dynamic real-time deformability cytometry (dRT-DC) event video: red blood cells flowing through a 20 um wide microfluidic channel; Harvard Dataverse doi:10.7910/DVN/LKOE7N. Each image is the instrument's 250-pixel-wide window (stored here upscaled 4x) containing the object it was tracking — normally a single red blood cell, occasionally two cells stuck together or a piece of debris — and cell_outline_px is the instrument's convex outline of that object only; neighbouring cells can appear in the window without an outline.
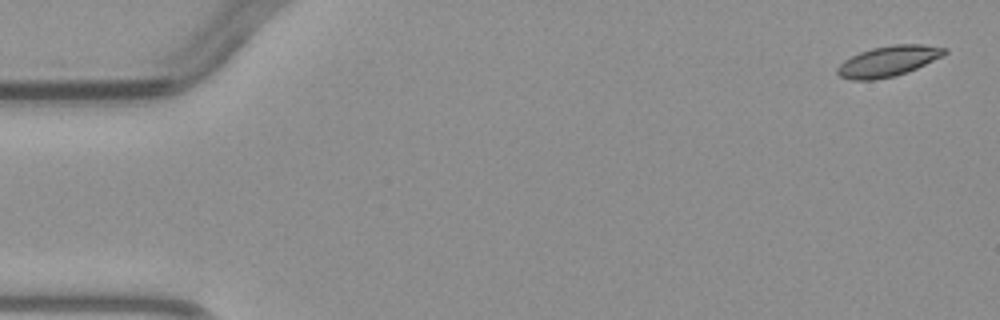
{"species": "common noctule bat (a hibernating species)", "species_latin": "Nyctalus noctula", "temperature_condition": "warm", "stored_images_in_passage": 4, "camera_frame_rate_fps": 3000, "um_per_image_px": 0.085, "animal": {"sex": "male", "body_mass_g": 23.1, "forearm_length_mm": 52.7}, "frame": {"image": 1, "passage_image": 1, "time_ms": 0.0, "image_size_px": [1000, 320], "cell_outline_px": [[948, 52], [944, 56], [916, 68], [896, 76], [876, 80], [852, 80], [840, 76], [836, 72], [836, 68], [844, 60], [860, 52], [872, 48], [892, 44], [924, 44], [948, 48]], "centroid_in_image_um": [75.53, 5.19], "position_along_channel_um": 9.5, "area_um2": 19.25}}
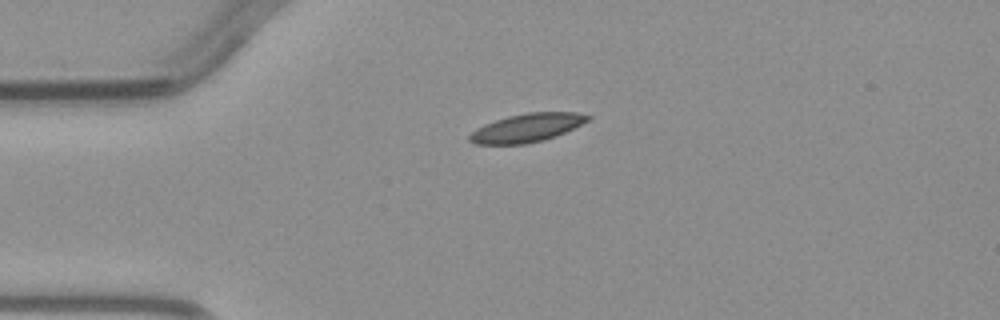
{"frame": {"image": 2, "passage_image": 4, "time_ms": 3.333, "image_size_px": [1000, 320], "cell_outline_px": [[592, 116], [588, 120], [556, 136], [544, 140], [524, 144], [476, 144], [468, 140], [468, 136], [476, 128], [484, 124], [508, 116], [528, 112], [576, 112]], "centroid_in_image_um": [44.76, 10.86], "position_along_channel_um": 40.2, "area_um2": 19.42}}